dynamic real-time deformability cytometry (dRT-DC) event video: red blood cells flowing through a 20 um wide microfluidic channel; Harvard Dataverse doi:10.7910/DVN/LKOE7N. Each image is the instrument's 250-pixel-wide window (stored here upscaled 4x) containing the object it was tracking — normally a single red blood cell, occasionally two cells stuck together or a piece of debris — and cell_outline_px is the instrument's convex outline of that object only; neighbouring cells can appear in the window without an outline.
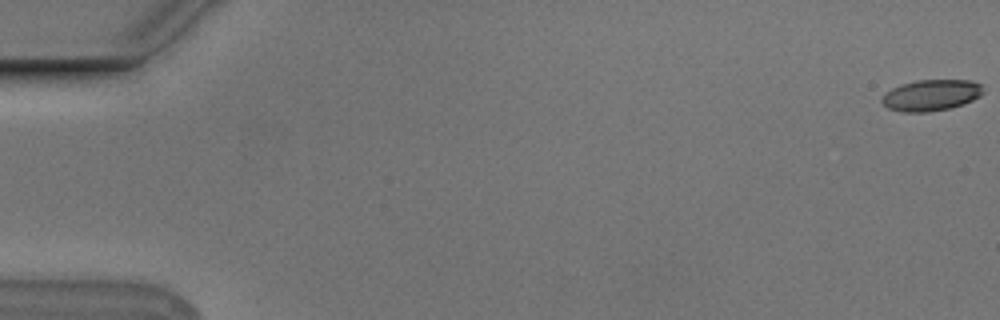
{"species": "Egyptian fruit bat (a non-hibernating species)", "species_latin": "Rousettus aegyptiacus", "temperature_condition": "cold", "stored_images_in_passage": 56, "camera_frame_rate_fps": 3000, "um_per_image_px": 0.085, "animal": {"sex": "male"}, "frame": {"image": 1, "passage_image": 1, "time_ms": 0.0, "image_size_px": [1000, 320], "cell_outline_px": [[984, 92], [980, 96], [964, 104], [948, 108], [928, 112], [900, 112], [888, 108], [880, 100], [892, 88], [900, 84], [916, 80], [972, 80], [980, 84]], "centroid_in_image_um": [79.15, 8.09], "position_along_channel_um": 5.8, "area_um2": 18.38}}
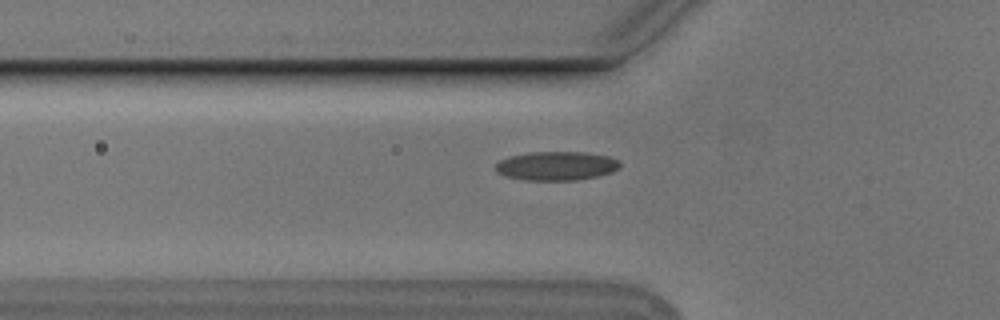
{"frame": {"image": 2, "passage_image": 20, "time_ms": 6.333, "image_size_px": [1000, 320], "cell_outline_px": [[620, 168], [612, 172], [596, 176], [576, 180], [524, 180], [504, 176], [496, 172], [496, 164], [500, 160], [508, 156], [528, 152], [584, 152], [608, 156], [620, 160]], "centroid_in_image_um": [47.28, 14.09], "position_along_channel_um": 78.5, "area_um2": 21.1}}
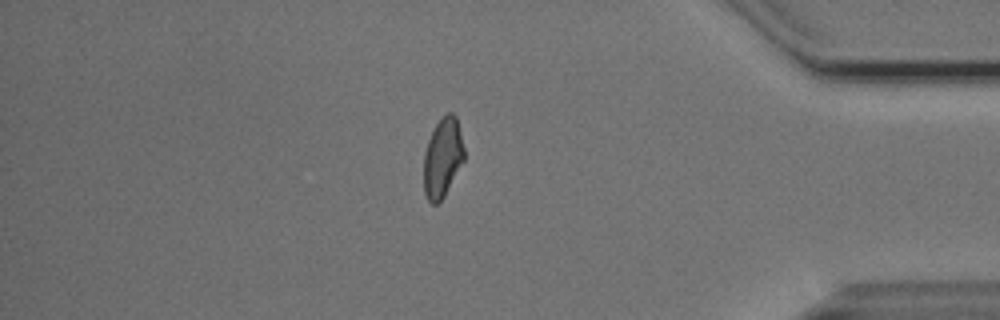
{"frame": {"image": 3, "passage_image": 48, "time_ms": 15.667, "image_size_px": [1000, 320], "cell_outline_px": [[464, 160], [444, 196], [436, 204], [432, 204], [428, 200], [424, 192], [424, 152], [428, 140], [436, 124], [448, 112], [452, 112], [456, 116], [464, 148]], "centroid_in_image_um": [37.62, 13.4], "position_along_channel_um": 397.6, "area_um2": 18.44}, "authors_computed_cell_mechanics": {"area_um2": 19.2763, "velocity_mm_per_s": 3.7518, "shape_relaxation_time_tau1_ms": null, "shape_relaxation_time_tau2_ms": 2.4566, "deformation_change_tau1": null, "deformation_change_tau2": 0.0831}}